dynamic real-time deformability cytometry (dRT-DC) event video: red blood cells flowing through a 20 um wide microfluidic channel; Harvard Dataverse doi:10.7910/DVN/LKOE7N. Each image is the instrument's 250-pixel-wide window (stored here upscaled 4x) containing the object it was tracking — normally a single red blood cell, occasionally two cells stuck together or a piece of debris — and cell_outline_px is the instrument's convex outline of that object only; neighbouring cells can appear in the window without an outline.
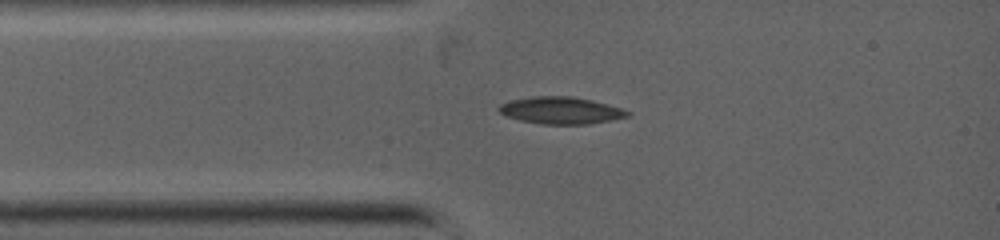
{"species": "common noctule bat (a hibernating species)", "species_latin": "Nyctalus noctula", "temperature_condition": "warm", "stored_images_in_passage": 43, "camera_frame_rate_fps": 5000, "um_per_image_px": 0.085, "animal": {"sex": "female", "body_mass_g": 19.0, "forearm_length_mm": 53.3}, "frame": {"image": 1, "passage_image": 1, "time_ms": 0.0, "image_size_px": [1000, 240], "cell_outline_px": [[632, 112], [628, 116], [588, 124], [540, 124], [520, 120], [508, 116], [500, 112], [496, 108], [500, 104], [508, 100], [532, 96], [572, 96], [592, 100], [620, 108]], "centroid_in_image_um": [47.62, 9.37], "position_along_channel_um": 37.4, "area_um2": 20.17}}
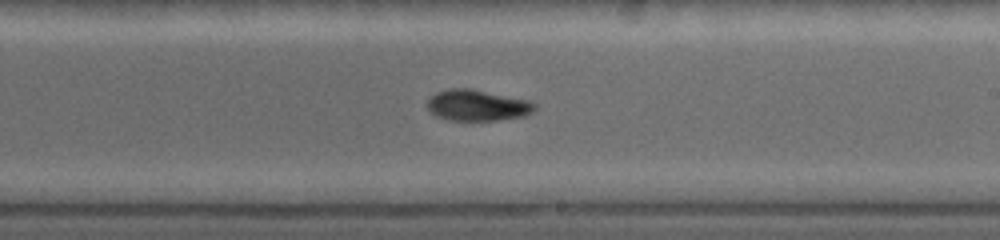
{"frame": {"image": 2, "passage_image": 19, "time_ms": 4.4, "image_size_px": [1000, 240], "cell_outline_px": [[536, 108], [532, 112], [524, 116], [500, 120], [448, 120], [436, 116], [428, 108], [428, 100], [436, 92], [448, 88], [472, 88], [528, 100], [536, 104]], "centroid_in_image_um": [40.58, 8.94], "position_along_channel_um": 248.4, "area_um2": 19.48}}
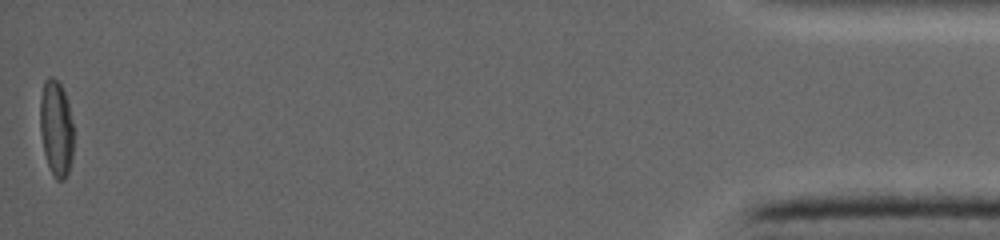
{"frame": {"image": 3, "passage_image": 43, "time_ms": 10.8, "image_size_px": [1000, 240], "cell_outline_px": [[72, 160], [68, 172], [64, 180], [56, 180], [48, 164], [44, 152], [40, 132], [40, 96], [44, 80], [48, 76], [52, 76], [60, 84], [64, 92], [68, 104], [72, 124]], "centroid_in_image_um": [4.75, 10.88], "position_along_channel_um": 430.4, "area_um2": 18.61}}